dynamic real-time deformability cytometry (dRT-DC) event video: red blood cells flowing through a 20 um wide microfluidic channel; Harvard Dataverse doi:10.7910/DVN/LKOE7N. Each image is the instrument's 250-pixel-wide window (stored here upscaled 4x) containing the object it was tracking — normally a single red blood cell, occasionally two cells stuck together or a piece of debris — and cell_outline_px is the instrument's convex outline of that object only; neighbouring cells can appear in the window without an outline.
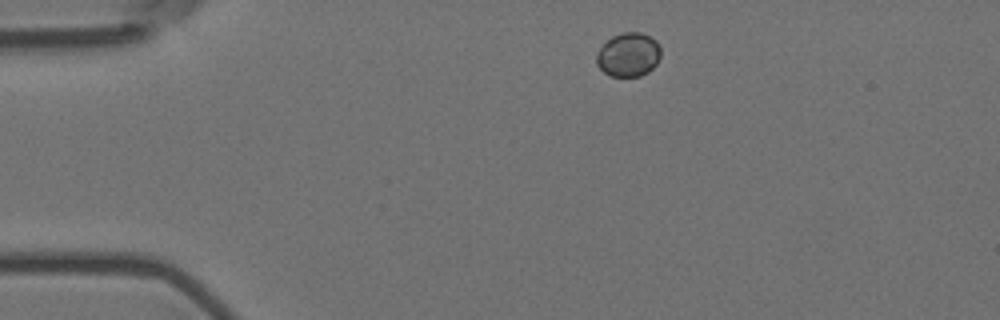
{"species": "Egyptian fruit bat (a non-hibernating species)", "species_latin": "Rousettus aegyptiacus", "temperature_condition": "room temperature", "stored_images_in_passage": 4, "camera_frame_rate_fps": 3000, "um_per_image_px": 0.085, "animal": {"sex": "female"}, "frame": {"image": 1, "passage_image": 1, "time_ms": 0.0, "image_size_px": [1000, 320], "cell_outline_px": [[660, 56], [656, 64], [648, 72], [640, 76], [608, 76], [596, 64], [596, 52], [612, 36], [624, 32], [640, 32], [656, 40], [660, 48]], "centroid_in_image_um": [53.4, 4.66], "position_along_channel_um": 31.6, "area_um2": 16.42}}
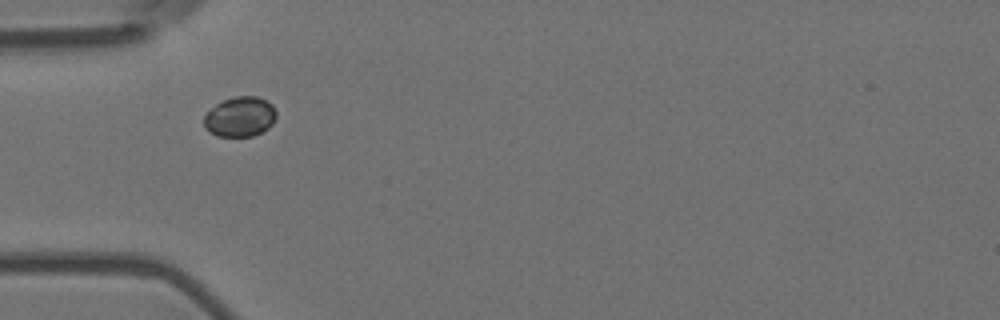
{"frame": {"image": 2, "passage_image": 3, "time_ms": 0.667, "image_size_px": [1000, 320], "cell_outline_px": [[276, 116], [272, 124], [268, 128], [252, 136], [216, 136], [208, 132], [204, 128], [204, 116], [216, 104], [232, 96], [256, 96], [268, 100], [272, 104], [276, 112]], "centroid_in_image_um": [20.4, 9.92], "position_along_channel_um": 64.6, "area_um2": 16.94}}
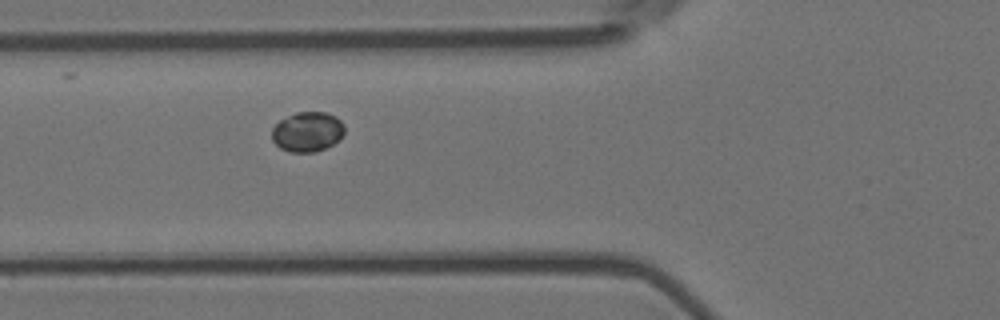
{"frame": {"image": 3, "passage_image": 4, "time_ms": 1.0, "image_size_px": [1000, 320], "cell_outline_px": [[344, 132], [340, 140], [324, 148], [312, 152], [288, 152], [280, 148], [272, 140], [272, 128], [280, 120], [296, 112], [324, 112], [336, 116], [344, 124]], "centroid_in_image_um": [26.13, 11.2], "position_along_channel_um": 99.7, "area_um2": 16.88}}